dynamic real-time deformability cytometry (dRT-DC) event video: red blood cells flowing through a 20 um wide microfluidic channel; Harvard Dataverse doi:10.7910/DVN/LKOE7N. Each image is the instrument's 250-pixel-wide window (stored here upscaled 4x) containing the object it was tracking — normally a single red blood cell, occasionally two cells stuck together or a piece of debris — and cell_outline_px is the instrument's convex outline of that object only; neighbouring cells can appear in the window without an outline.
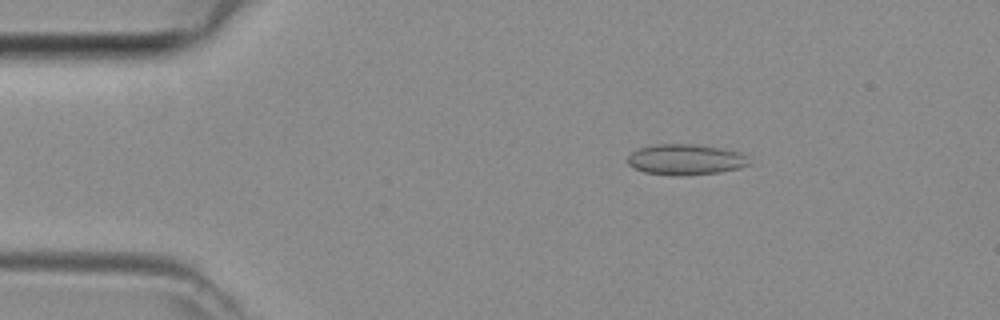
{"species": "common noctule bat (a hibernating species)", "species_latin": "Nyctalus noctula", "temperature_condition": "room temperature", "stored_images_in_passage": 45, "camera_frame_rate_fps": 3000, "um_per_image_px": 0.085, "animal": {"sex": "female", "body_mass_g": 29.2, "forearm_length_mm": 56.3}, "frame": {"image": 1, "passage_image": 7, "time_ms": 2.0, "image_size_px": [1000, 320], "cell_outline_px": [[752, 164], [740, 168], [720, 172], [676, 176], [644, 172], [628, 164], [628, 156], [632, 152], [640, 148], [656, 144], [692, 144], [720, 148], [736, 152], [748, 156]], "centroid_in_image_um": [58.3, 13.57], "position_along_channel_um": 26.7, "area_um2": 21.62}}
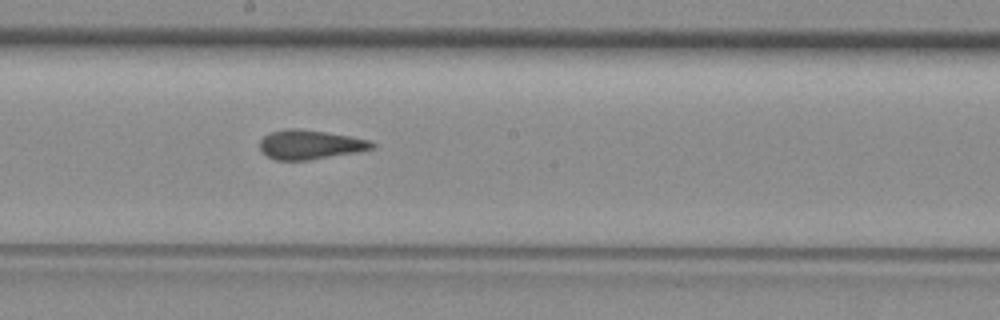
{"frame": {"image": 2, "passage_image": 24, "time_ms": 7.667, "image_size_px": [1000, 320], "cell_outline_px": [[376, 148], [356, 152], [308, 160], [276, 160], [260, 152], [260, 140], [264, 136], [272, 132], [292, 128], [324, 132], [348, 136], [368, 140], [376, 144]], "centroid_in_image_um": [26.34, 12.31], "position_along_channel_um": 221.9, "area_um2": 18.84}}
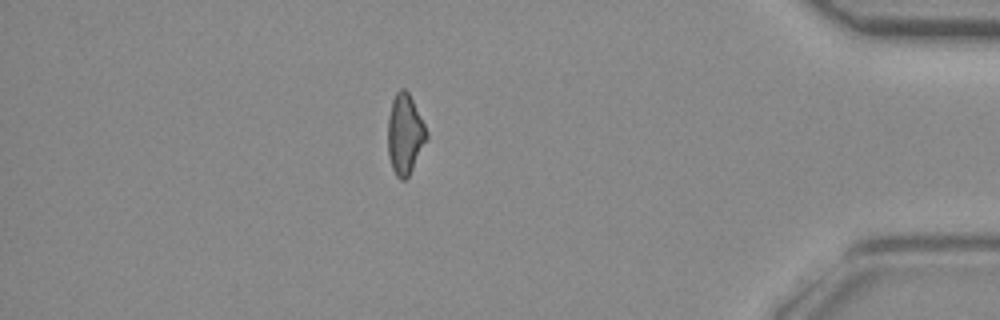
{"frame": {"image": 3, "passage_image": 39, "time_ms": 12.667, "image_size_px": [1000, 320], "cell_outline_px": [[428, 140], [408, 176], [404, 180], [400, 180], [396, 176], [392, 168], [388, 156], [388, 116], [392, 100], [396, 92], [400, 88], [404, 88], [408, 92], [428, 132]], "centroid_in_image_um": [34.41, 11.42], "position_along_channel_um": 400.8, "area_um2": 18.15}}